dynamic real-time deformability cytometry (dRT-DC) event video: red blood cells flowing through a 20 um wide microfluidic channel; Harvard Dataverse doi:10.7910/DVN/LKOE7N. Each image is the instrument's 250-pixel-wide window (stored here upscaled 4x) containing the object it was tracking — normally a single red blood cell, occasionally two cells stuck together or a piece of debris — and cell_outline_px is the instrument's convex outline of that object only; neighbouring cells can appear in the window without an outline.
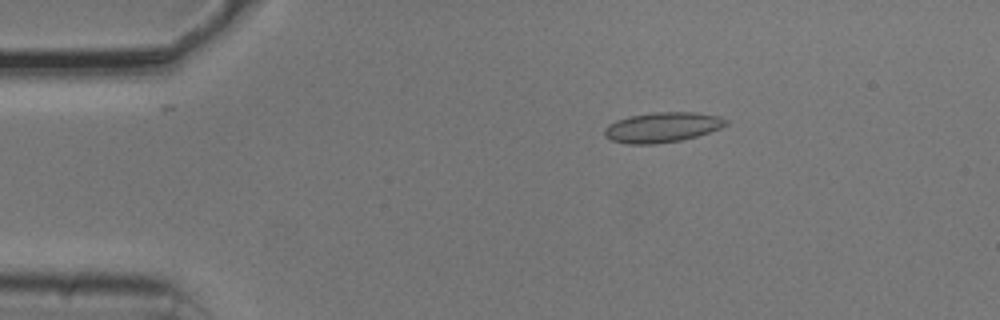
{"species": "common noctule bat (a hibernating species)", "species_latin": "Nyctalus noctula", "temperature_condition": "cold", "stored_images_in_passage": 49, "camera_frame_rate_fps": 3000, "um_per_image_px": 0.085, "animal": {"sex": "male", "body_mass_g": 20.5, "forearm_length_mm": 52.5}, "frame": {"image": 1, "passage_image": 5, "time_ms": 1.333, "image_size_px": [1000, 320], "cell_outline_px": [[728, 124], [720, 128], [696, 136], [680, 140], [656, 144], [628, 144], [612, 140], [604, 136], [604, 128], [608, 124], [616, 120], [628, 116], [656, 112], [696, 112], [720, 116], [728, 120]], "centroid_in_image_um": [56.28, 10.81], "position_along_channel_um": 28.7, "area_um2": 21.33}}
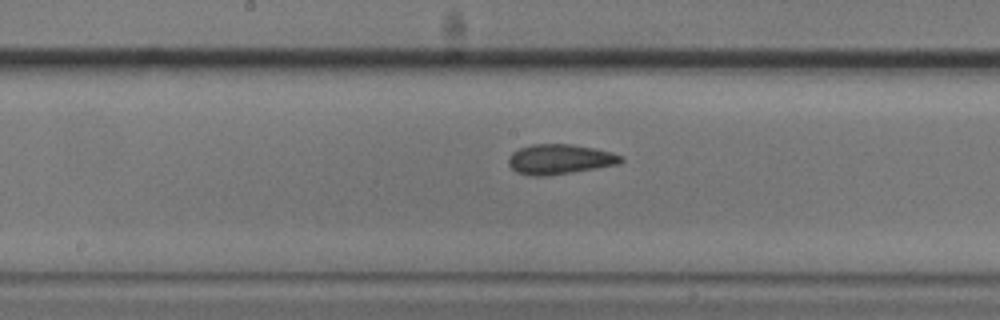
{"frame": {"image": 2, "passage_image": 23, "time_ms": 7.333, "image_size_px": [1000, 320], "cell_outline_px": [[624, 160], [620, 164], [544, 176], [532, 176], [516, 172], [508, 164], [508, 156], [512, 152], [520, 148], [532, 144], [572, 144], [596, 148], [612, 152], [624, 156]], "centroid_in_image_um": [47.59, 13.52], "position_along_channel_um": 200.6, "area_um2": 19.71}}
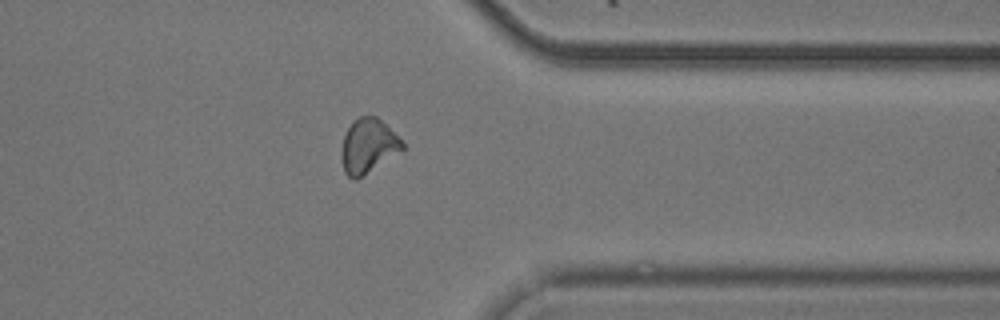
{"frame": {"image": 3, "passage_image": 38, "time_ms": 12.333, "image_size_px": [1000, 320], "cell_outline_px": [[404, 148], [356, 180], [352, 180], [344, 172], [340, 156], [340, 152], [344, 136], [352, 120], [360, 116], [376, 116], [404, 144]], "centroid_in_image_um": [31.22, 12.42], "position_along_channel_um": 380.2, "area_um2": 18.9}, "authors_computed_cell_mechanics": {"area_um2": 19.4786, "velocity_mm_per_s": 3.7473, "shape_relaxation_time_tau1_ms": null, "shape_relaxation_time_tau2_ms": 2.3595, "deformation_change_tau1": null, "deformation_change_tau2": 0.078}}